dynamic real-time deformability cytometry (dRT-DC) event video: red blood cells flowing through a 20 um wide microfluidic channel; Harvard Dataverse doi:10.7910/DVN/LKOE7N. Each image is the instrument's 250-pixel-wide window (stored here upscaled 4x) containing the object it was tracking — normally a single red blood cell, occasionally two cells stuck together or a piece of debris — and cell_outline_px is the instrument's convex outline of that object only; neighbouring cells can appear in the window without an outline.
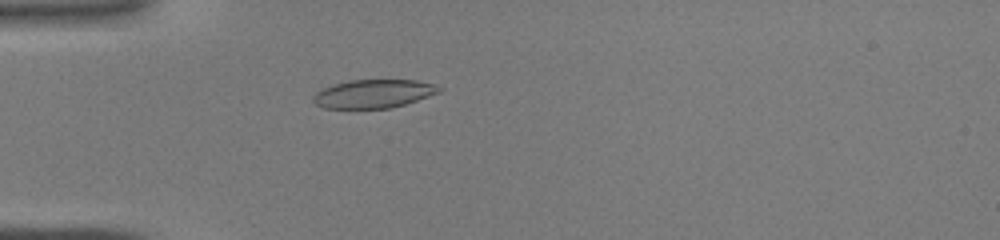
{"species": "common noctule bat (a hibernating species)", "species_latin": "Nyctalus noctula", "temperature_condition": "warm", "stored_images_in_passage": 45, "camera_frame_rate_fps": 3000, "um_per_image_px": 0.085, "animal": {"sex": "male", "body_mass_g": 19.0, "forearm_length_mm": 50.8}, "frame": {"image": 1, "passage_image": 14, "time_ms": 4.333, "image_size_px": [1000, 240], "cell_outline_px": [[444, 88], [440, 92], [404, 104], [388, 108], [324, 108], [316, 104], [312, 100], [312, 96], [316, 92], [332, 84], [348, 80], [416, 80], [436, 84]], "centroid_in_image_um": [31.75, 7.95], "position_along_channel_um": 53.3, "area_um2": 20.87}}
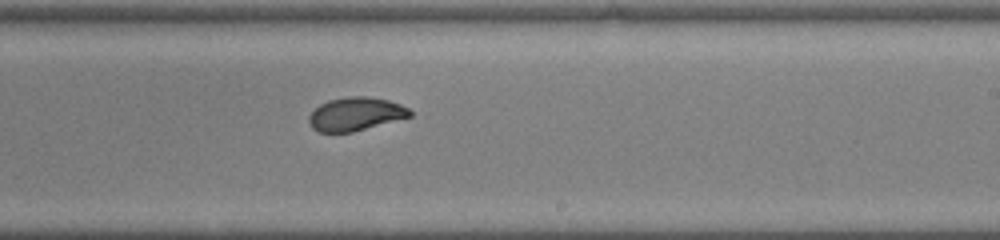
{"frame": {"image": 2, "passage_image": 28, "time_ms": 9.0, "image_size_px": [1000, 240], "cell_outline_px": [[412, 116], [352, 132], [320, 132], [312, 128], [308, 120], [308, 116], [320, 104], [328, 100], [348, 96], [368, 96], [388, 100], [400, 104], [408, 108], [412, 112]], "centroid_in_image_um": [30.22, 9.68], "position_along_channel_um": 258.8, "area_um2": 19.59}}
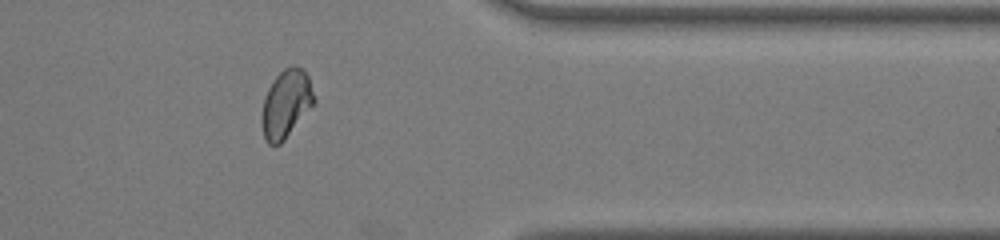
{"frame": {"image": 3, "passage_image": 37, "time_ms": 12.0, "image_size_px": [1000, 240], "cell_outline_px": [[316, 104], [284, 140], [280, 144], [268, 144], [264, 136], [260, 120], [260, 116], [264, 96], [272, 80], [284, 68], [292, 64], [296, 64], [304, 68], [308, 76], [316, 100]], "centroid_in_image_um": [24.33, 8.8], "position_along_channel_um": 387.1, "area_um2": 21.33}}